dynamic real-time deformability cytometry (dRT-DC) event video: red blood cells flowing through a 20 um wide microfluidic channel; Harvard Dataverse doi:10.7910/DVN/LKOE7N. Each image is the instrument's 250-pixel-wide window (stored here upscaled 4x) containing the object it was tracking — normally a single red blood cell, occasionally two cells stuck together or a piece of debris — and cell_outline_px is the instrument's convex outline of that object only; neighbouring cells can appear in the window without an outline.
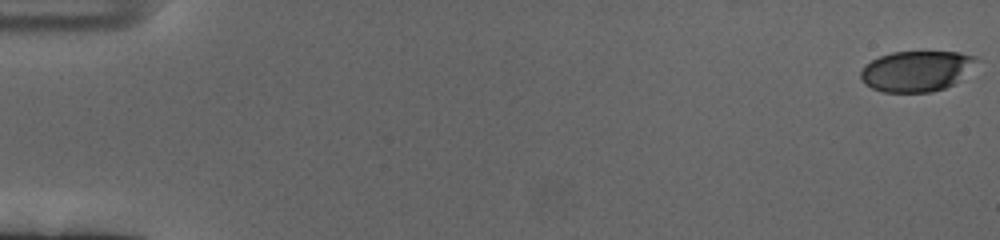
{"species": "human", "species_latin": "Homo sapiens", "temperature_condition": "cold", "stored_images_in_passage": 62, "camera_frame_rate_fps": 3000, "um_per_image_px": 0.085, "donor": {"sex": "female"}, "frame": {"image": 1, "passage_image": 1, "time_ms": 0.0, "image_size_px": [1000, 240], "cell_outline_px": [[976, 56], [956, 80], [952, 84], [944, 88], [932, 92], [884, 92], [872, 88], [864, 84], [860, 76], [860, 72], [872, 60], [880, 56], [892, 52], [956, 52]], "centroid_in_image_um": [77.76, 6.05], "position_along_channel_um": 7.2, "area_um2": 26.36}}
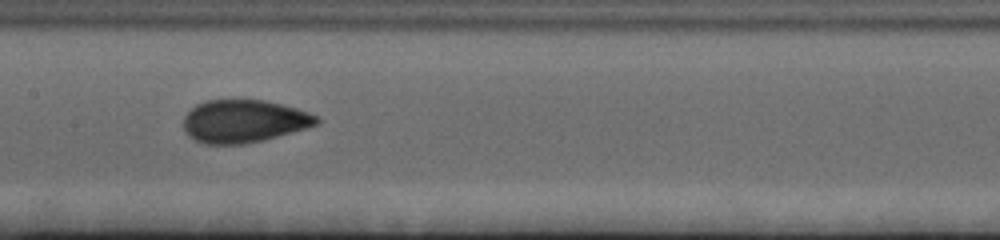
{"frame": {"image": 2, "passage_image": 32, "time_ms": 10.333, "image_size_px": [1000, 240], "cell_outline_px": [[320, 120], [316, 124], [308, 128], [244, 144], [204, 144], [188, 136], [184, 132], [184, 116], [196, 104], [208, 100], [264, 100], [296, 108], [308, 112], [316, 116]], "centroid_in_image_um": [20.7, 10.3], "position_along_channel_um": 186.7, "area_um2": 32.95}}
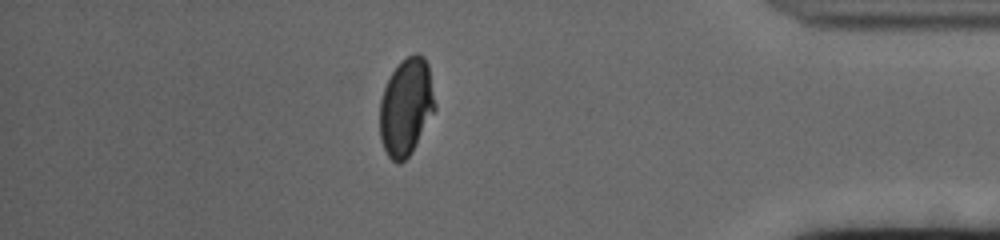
{"frame": {"image": 3, "passage_image": 54, "time_ms": 17.667, "image_size_px": [1000, 240], "cell_outline_px": [[436, 108], [412, 152], [400, 164], [396, 164], [388, 156], [384, 148], [380, 136], [380, 100], [384, 88], [392, 72], [408, 56], [416, 52], [424, 56], [428, 64], [436, 104]], "centroid_in_image_um": [34.53, 9.1], "position_along_channel_um": 400.7, "area_um2": 31.15}}